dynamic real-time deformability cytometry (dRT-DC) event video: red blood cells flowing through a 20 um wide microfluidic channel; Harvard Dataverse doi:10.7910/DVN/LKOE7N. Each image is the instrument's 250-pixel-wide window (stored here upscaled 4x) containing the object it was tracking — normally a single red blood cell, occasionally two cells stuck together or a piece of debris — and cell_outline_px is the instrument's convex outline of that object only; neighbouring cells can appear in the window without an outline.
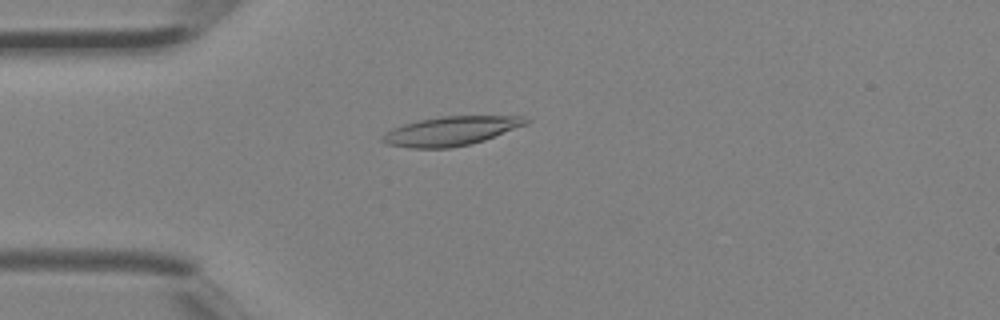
{"species": "Egyptian fruit bat (a non-hibernating species)", "species_latin": "Rousettus aegyptiacus", "temperature_condition": "room temperature", "stored_images_in_passage": 3, "camera_frame_rate_fps": 3000, "um_per_image_px": 0.085, "animal": {"sex": "female"}, "frame": {"image": 1, "passage_image": 3, "time_ms": 0.667, "image_size_px": [1000, 320], "cell_outline_px": [[532, 120], [528, 124], [484, 140], [468, 144], [448, 148], [408, 148], [388, 144], [380, 140], [380, 136], [392, 128], [404, 124], [420, 120], [440, 116], [524, 116]], "centroid_in_image_um": [38.33, 11.13], "position_along_channel_um": 46.7, "area_um2": 24.33}}